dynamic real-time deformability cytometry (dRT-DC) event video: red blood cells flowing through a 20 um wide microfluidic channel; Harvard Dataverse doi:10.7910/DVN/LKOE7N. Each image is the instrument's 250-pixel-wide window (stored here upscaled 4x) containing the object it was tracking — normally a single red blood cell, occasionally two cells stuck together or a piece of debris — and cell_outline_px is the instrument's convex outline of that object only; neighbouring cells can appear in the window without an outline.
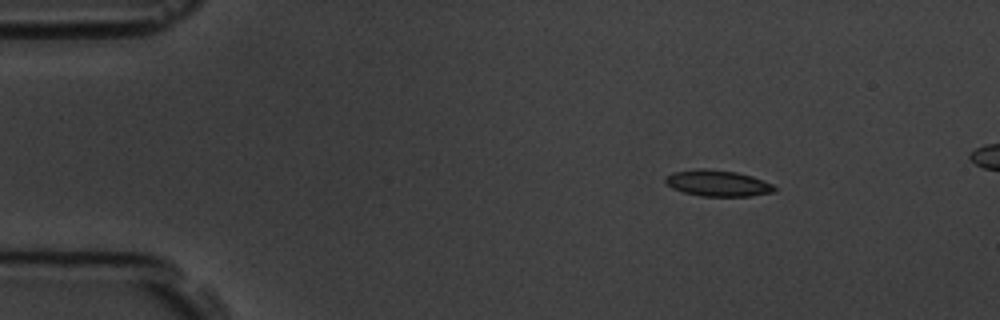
{"species": "common noctule bat (a hibernating species)", "species_latin": "Nyctalus noctula", "temperature_condition": "room temperature", "stored_images_in_passage": 5, "camera_frame_rate_fps": 3000, "um_per_image_px": 0.085, "animal": {"sex": "male", "body_mass_g": 19.5, "forearm_length_mm": 54.6}, "frame": {"image": 1, "passage_image": 2, "time_ms": 1.0, "image_size_px": [1000, 320], "cell_outline_px": [[776, 192], [752, 196], [700, 196], [684, 192], [672, 188], [664, 180], [664, 176], [672, 172], [700, 168], [704, 168], [736, 172], [752, 176], [772, 184], [776, 188]], "centroid_in_image_um": [61.0, 15.57], "position_along_channel_um": 24.0, "area_um2": 16.7}}
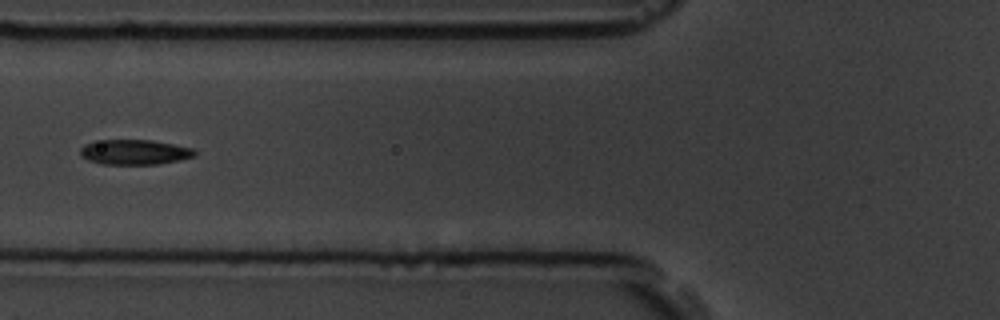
{"frame": {"image": 2, "passage_image": 5, "time_ms": 5.333, "image_size_px": [1000, 320], "cell_outline_px": [[196, 156], [156, 164], [100, 164], [88, 160], [80, 156], [80, 148], [84, 144], [104, 140], [152, 140], [192, 148], [196, 152]], "centroid_in_image_um": [11.4, 12.93], "position_along_channel_um": 114.4, "area_um2": 16.53}}